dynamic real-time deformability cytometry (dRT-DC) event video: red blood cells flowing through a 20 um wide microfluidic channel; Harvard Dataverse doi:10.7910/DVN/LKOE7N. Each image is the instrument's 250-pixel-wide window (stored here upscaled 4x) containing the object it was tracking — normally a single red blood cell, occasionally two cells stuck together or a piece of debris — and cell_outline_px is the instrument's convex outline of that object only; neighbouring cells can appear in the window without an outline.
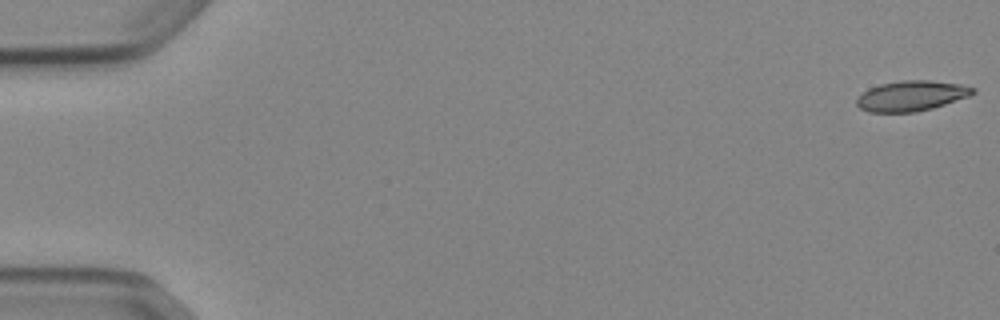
{"species": "Egyptian fruit bat (a non-hibernating species)", "species_latin": "Rousettus aegyptiacus", "temperature_condition": "cold", "stored_images_in_passage": 53, "camera_frame_rate_fps": 3000, "um_per_image_px": 0.085, "animal": {"sex": "female"}, "frame": {"image": 1, "passage_image": 1, "time_ms": 0.0, "image_size_px": [1000, 320], "cell_outline_px": [[976, 92], [968, 96], [932, 108], [916, 112], [868, 112], [860, 108], [856, 104], [856, 96], [868, 88], [880, 84], [904, 80], [928, 80], [960, 84], [976, 88]], "centroid_in_image_um": [77.42, 8.14], "position_along_channel_um": 7.6, "area_um2": 20.52}}
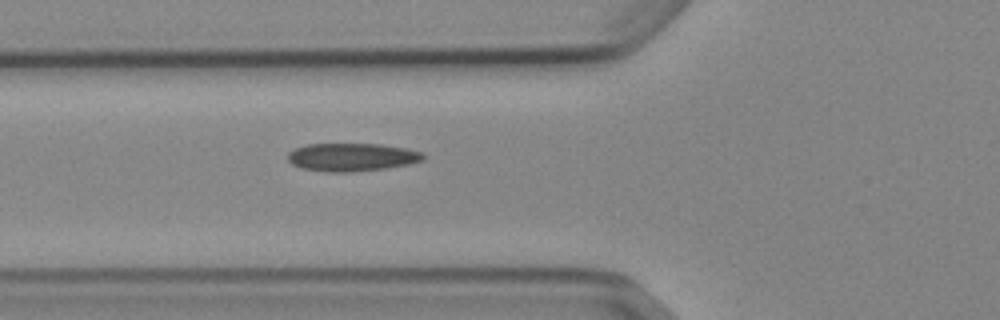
{"frame": {"image": 2, "passage_image": 20, "time_ms": 6.333, "image_size_px": [1000, 320], "cell_outline_px": [[424, 160], [408, 164], [384, 168], [348, 172], [328, 172], [304, 168], [292, 164], [288, 160], [288, 152], [296, 148], [308, 144], [380, 144], [404, 148], [424, 152]], "centroid_in_image_um": [29.91, 13.35], "position_along_channel_um": 95.9, "area_um2": 21.91}}
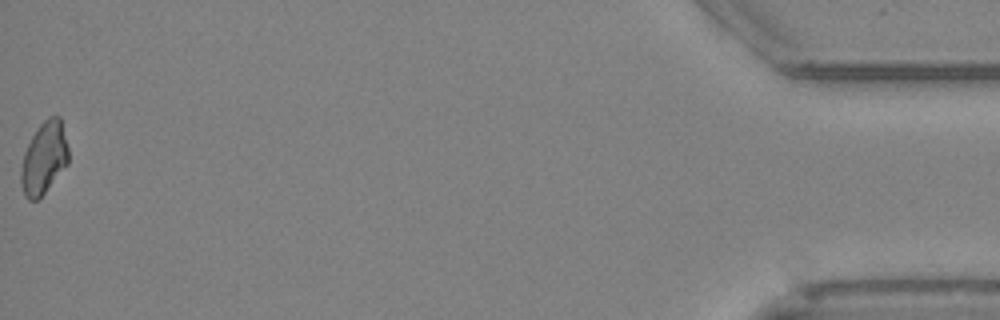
{"frame": {"image": 3, "passage_image": 53, "time_ms": 17.333, "image_size_px": [1000, 320], "cell_outline_px": [[68, 164], [44, 192], [36, 200], [28, 200], [24, 196], [20, 184], [20, 172], [24, 152], [32, 136], [40, 124], [48, 116], [60, 116], [68, 148]], "centroid_in_image_um": [3.72, 13.43], "position_along_channel_um": 431.5, "area_um2": 19.83}, "authors_computed_cell_mechanics": {"area_um2": 20.808, "velocity_mm_per_s": 3.896, "shape_relaxation_time_tau1_ms": null, "shape_relaxation_time_tau2_ms": 6.5936, "deformation_change_tau1": null, "deformation_change_tau2": 0.1486}}